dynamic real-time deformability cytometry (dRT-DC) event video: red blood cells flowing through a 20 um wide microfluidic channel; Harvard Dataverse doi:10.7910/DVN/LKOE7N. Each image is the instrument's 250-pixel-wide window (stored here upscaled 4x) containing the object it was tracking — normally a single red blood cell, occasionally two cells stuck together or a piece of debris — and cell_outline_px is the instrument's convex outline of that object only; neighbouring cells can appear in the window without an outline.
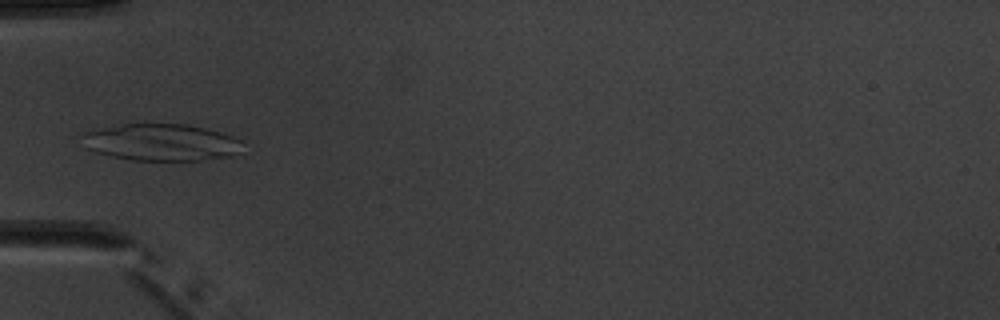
{"species": "common noctule bat (a hibernating species)", "species_latin": "Nyctalus noctula", "temperature_condition": "warm", "stored_images_in_passage": 7, "camera_frame_rate_fps": 3000, "um_per_image_px": 0.085, "animal": {"sex": "male", "body_mass_g": 20.1, "forearm_length_mm": 53.5}, "frame": {"image": 1, "passage_image": 6, "time_ms": 6.0, "image_size_px": [1000, 320], "cell_outline_px": [[244, 140], [236, 152], [232, 156], [200, 160], [132, 160], [112, 156], [96, 152], [88, 148], [84, 132], [92, 128], [120, 124], [188, 124], [220, 132]], "centroid_in_image_um": [13.71, 12.08], "position_along_channel_um": 71.3, "area_um2": 34.28}}
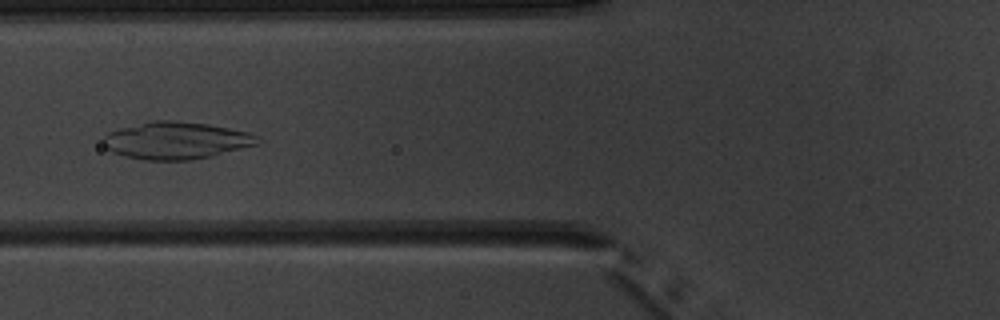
{"frame": {"image": 2, "passage_image": 7, "time_ms": 7.0, "image_size_px": [1000, 320], "cell_outline_px": [[264, 140], [260, 144], [212, 156], [192, 160], [144, 160], [124, 156], [112, 152], [104, 144], [104, 136], [108, 132], [120, 128], [152, 120], [172, 120], [208, 124], [248, 132]], "centroid_in_image_um": [15.01, 11.94], "position_along_channel_um": 110.8, "area_um2": 33.58}}